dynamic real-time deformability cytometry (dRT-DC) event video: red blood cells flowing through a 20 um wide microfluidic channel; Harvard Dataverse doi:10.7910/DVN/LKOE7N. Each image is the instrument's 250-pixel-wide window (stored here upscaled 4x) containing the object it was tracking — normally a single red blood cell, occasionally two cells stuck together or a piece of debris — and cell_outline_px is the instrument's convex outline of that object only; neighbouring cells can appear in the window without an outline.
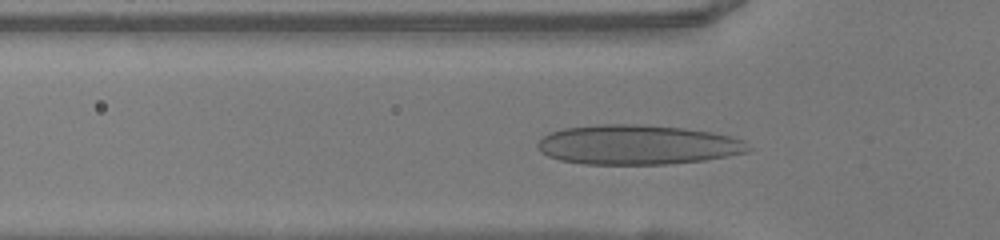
{"species": "human", "species_latin": "Homo sapiens", "temperature_condition": "warm", "stored_images_in_passage": 38, "camera_frame_rate_fps": 3000, "um_per_image_px": 0.085, "donor": {"sex": "female"}, "frame": {"image": 1, "passage_image": 14, "time_ms": 4.333, "image_size_px": [1000, 240], "cell_outline_px": [[752, 148], [748, 152], [728, 156], [704, 160], [668, 164], [584, 164], [560, 160], [548, 156], [540, 152], [536, 144], [548, 132], [564, 128], [600, 124], [640, 124], [684, 128], [712, 132], [744, 140]], "centroid_in_image_um": [54.18, 12.3], "position_along_channel_um": 71.6, "area_um2": 48.9}}
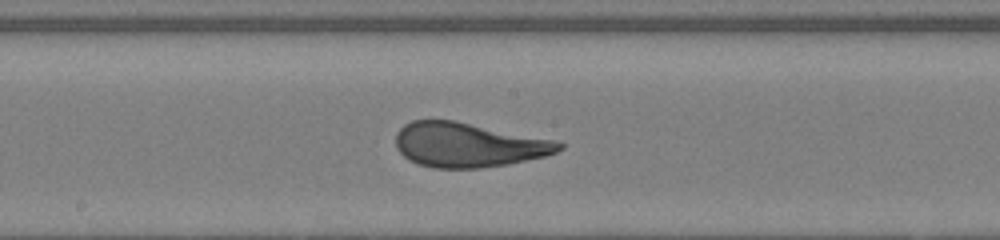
{"frame": {"image": 2, "passage_image": 24, "time_ms": 7.667, "image_size_px": [1000, 240], "cell_outline_px": [[564, 148], [556, 152], [544, 156], [508, 164], [480, 168], [432, 168], [416, 164], [408, 160], [396, 148], [396, 132], [404, 124], [412, 120], [456, 120], [552, 140], [564, 144]], "centroid_in_image_um": [39.74, 12.32], "position_along_channel_um": 208.5, "area_um2": 42.31}}
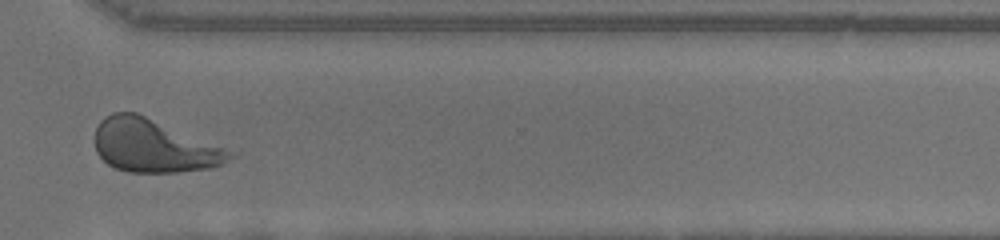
{"frame": {"image": 3, "passage_image": 35, "time_ms": 11.333, "image_size_px": [1000, 240], "cell_outline_px": [[240, 152], [236, 156], [224, 164], [208, 168], [180, 172], [128, 172], [116, 168], [108, 164], [96, 152], [92, 140], [96, 128], [100, 120], [104, 116], [112, 112], [136, 112]], "centroid_in_image_um": [13.12, 12.39], "position_along_channel_um": 357.5, "area_um2": 42.71}, "authors_computed_cell_mechanics": {"area_um2": 42.6564, "velocity_mm_per_s": 4.0704, "shape_relaxation_time_tau1_ms": 6.0946, "shape_relaxation_time_tau2_ms": null, "deformation_change_tau1": 0.2436, "deformation_change_tau2": null}}